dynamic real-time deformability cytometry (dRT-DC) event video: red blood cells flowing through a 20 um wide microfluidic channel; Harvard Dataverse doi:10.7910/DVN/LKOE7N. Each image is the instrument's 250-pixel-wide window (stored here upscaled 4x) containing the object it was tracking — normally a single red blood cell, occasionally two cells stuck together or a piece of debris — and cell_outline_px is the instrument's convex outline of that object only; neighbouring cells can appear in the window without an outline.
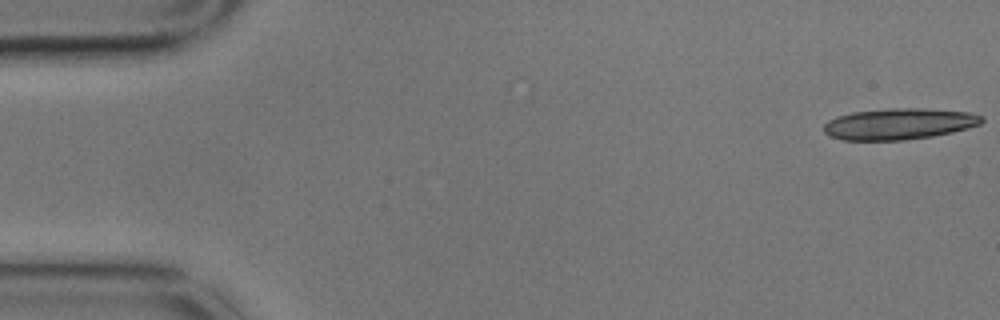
{"species": "common noctule bat (a hibernating species)", "species_latin": "Nyctalus noctula", "temperature_condition": "cold", "stored_images_in_passage": 19, "camera_frame_rate_fps": 3000, "um_per_image_px": 0.085, "animal": {"sex": "male", "body_mass_g": 17.9}, "frame": {"image": 1, "passage_image": 1, "time_ms": 0.0, "image_size_px": [1000, 320], "cell_outline_px": [[984, 120], [980, 124], [968, 128], [952, 132], [932, 136], [904, 140], [844, 140], [828, 136], [824, 132], [824, 124], [828, 120], [836, 116], [852, 112], [888, 108], [924, 108], [972, 112], [984, 116]], "centroid_in_image_um": [76.43, 10.52], "position_along_channel_um": 8.6, "area_um2": 29.02}}